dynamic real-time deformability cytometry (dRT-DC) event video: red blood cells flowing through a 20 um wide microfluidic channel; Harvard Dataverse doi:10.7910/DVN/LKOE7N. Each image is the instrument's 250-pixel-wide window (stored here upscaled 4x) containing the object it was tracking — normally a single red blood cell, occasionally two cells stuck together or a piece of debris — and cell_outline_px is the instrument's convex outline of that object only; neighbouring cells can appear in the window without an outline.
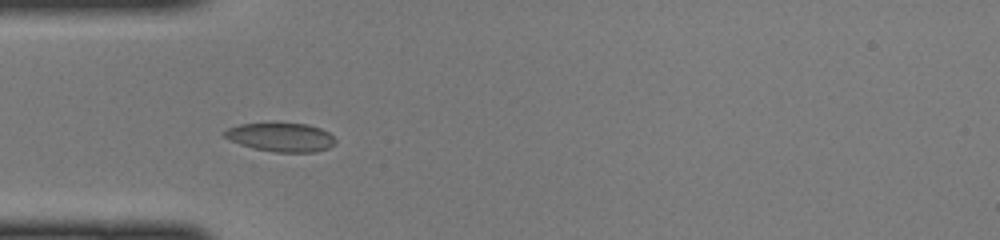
{"species": "common noctule bat (a hibernating species)", "species_latin": "Nyctalus noctula", "temperature_condition": "cold", "stored_images_in_passage": 34, "camera_frame_rate_fps": 3000, "um_per_image_px": 0.085, "animal": {"sex": "female", "body_mass_g": 22.0, "forearm_length_mm": 56.7}, "frame": {"image": 1, "passage_image": 4, "time_ms": 1.0, "image_size_px": [1000, 240], "cell_outline_px": [[336, 140], [328, 148], [316, 152], [276, 152], [252, 148], [240, 144], [224, 136], [220, 132], [228, 128], [240, 124], [308, 124], [320, 128], [328, 132]], "centroid_in_image_um": [23.86, 11.67], "position_along_channel_um": 61.1, "area_um2": 18.32}}
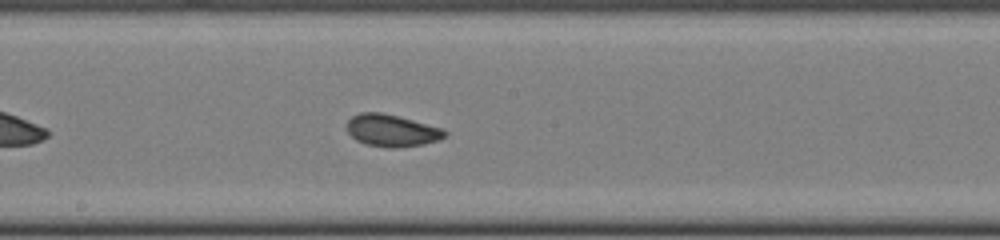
{"frame": {"image": 2, "passage_image": 15, "time_ms": 4.667, "image_size_px": [1000, 240], "cell_outline_px": [[448, 132], [440, 140], [424, 144], [396, 148], [388, 148], [364, 144], [356, 140], [348, 132], [348, 120], [352, 116], [360, 112], [380, 112], [444, 128]], "centroid_in_image_um": [33.31, 11.1], "position_along_channel_um": 214.9, "area_um2": 18.32}}
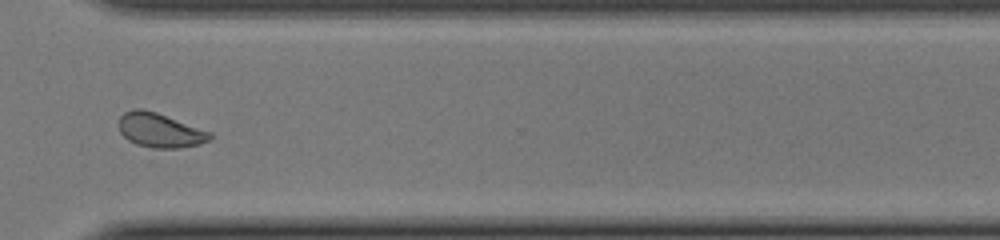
{"frame": {"image": 3, "passage_image": 25, "time_ms": 8.0, "image_size_px": [1000, 240], "cell_outline_px": [[212, 140], [200, 144], [180, 148], [152, 148], [136, 144], [128, 140], [120, 132], [120, 116], [124, 112], [132, 108], [144, 108], [156, 112], [212, 132]], "centroid_in_image_um": [13.61, 11.07], "position_along_channel_um": 357.0, "area_um2": 18.38}}